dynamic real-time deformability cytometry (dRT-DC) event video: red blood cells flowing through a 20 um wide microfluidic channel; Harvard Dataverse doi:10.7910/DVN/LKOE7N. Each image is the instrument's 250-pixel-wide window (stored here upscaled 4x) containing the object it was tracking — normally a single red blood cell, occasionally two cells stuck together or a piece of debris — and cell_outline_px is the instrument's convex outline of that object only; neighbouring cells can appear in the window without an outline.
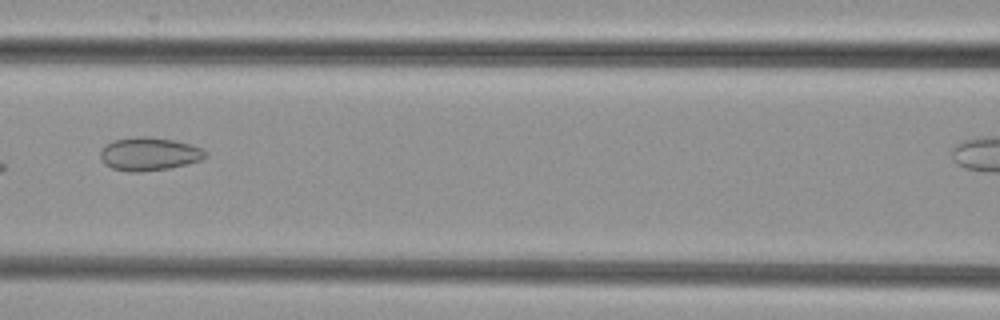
{"species": "common noctule bat (a hibernating species)", "species_latin": "Nyctalus noctula", "temperature_condition": "cold", "stored_images_in_passage": 8, "segment_of_instrument_passage": [1, 2], "camera_frame_rate_fps": 3000, "um_per_image_px": 0.085, "animal": {"sex": "female", "body_mass_g": 29.2, "forearm_length_mm": 56.3}, "frame": {"image": 1, "passage_image": 6, "time_ms": 1.667, "image_size_px": [1000, 320], "cell_outline_px": [[208, 156], [200, 160], [188, 164], [168, 168], [140, 172], [128, 172], [112, 168], [104, 164], [100, 160], [100, 148], [112, 140], [136, 136], [152, 136], [172, 140], [188, 144], [200, 148], [208, 152]], "centroid_in_image_um": [12.63, 13.08], "position_along_channel_um": 154.0, "area_um2": 20.58}}
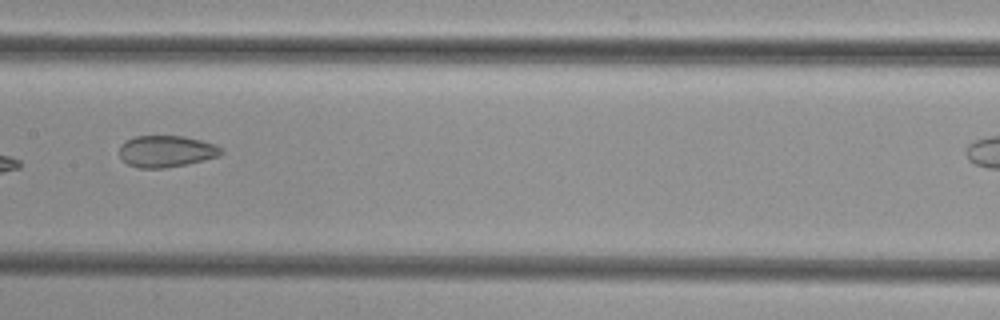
{"frame": {"image": 2, "passage_image": 7, "time_ms": 2.0, "image_size_px": [1000, 320], "cell_outline_px": [[224, 152], [220, 156], [188, 164], [164, 168], [136, 168], [128, 164], [120, 156], [120, 148], [128, 140], [136, 136], [184, 136], [200, 140], [224, 148]], "centroid_in_image_um": [14.18, 12.87], "position_along_channel_um": 193.2, "area_um2": 18.67}}